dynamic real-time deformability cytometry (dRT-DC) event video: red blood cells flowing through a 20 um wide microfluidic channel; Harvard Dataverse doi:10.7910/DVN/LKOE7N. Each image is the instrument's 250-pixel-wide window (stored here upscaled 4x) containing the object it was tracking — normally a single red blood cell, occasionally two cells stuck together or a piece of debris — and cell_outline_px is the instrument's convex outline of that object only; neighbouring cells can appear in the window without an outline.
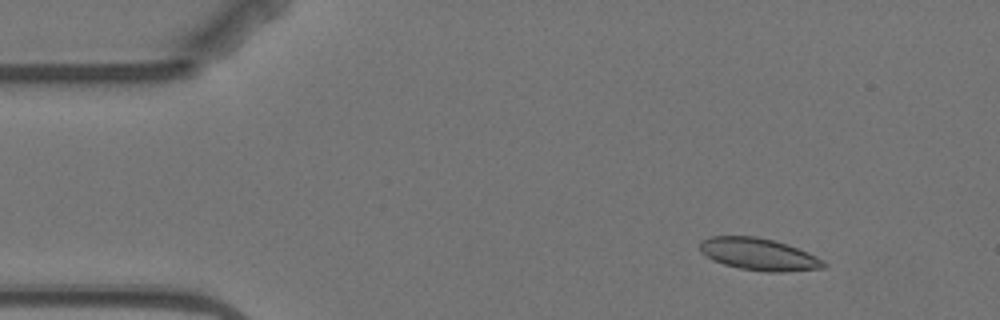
{"species": "Egyptian fruit bat (a non-hibernating species)", "species_latin": "Rousettus aegyptiacus", "temperature_condition": "warm", "stored_images_in_passage": 10, "camera_frame_rate_fps": 3000, "um_per_image_px": 0.085, "animal": {"sex": "female"}, "frame": {"image": 1, "passage_image": 2, "time_ms": 1.333, "image_size_px": [1000, 320], "cell_outline_px": [[828, 264], [824, 268], [784, 272], [768, 272], [740, 268], [724, 264], [712, 260], [700, 252], [700, 240], [708, 236], [756, 236], [788, 244], [816, 256], [824, 260]], "centroid_in_image_um": [64.49, 21.61], "position_along_channel_um": 20.5, "area_um2": 23.29}}
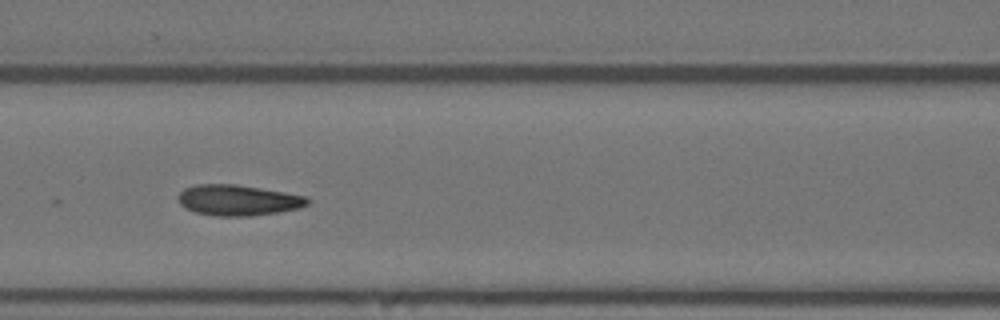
{"frame": {"image": 2, "passage_image": 7, "time_ms": 7.0, "image_size_px": [1000, 320], "cell_outline_px": [[312, 200], [308, 204], [300, 208], [252, 216], [212, 216], [196, 212], [184, 208], [180, 204], [176, 196], [184, 188], [196, 184], [236, 184], [284, 192], [304, 196]], "centroid_in_image_um": [20.2, 17.02], "position_along_channel_um": 146.4, "area_um2": 23.29}}
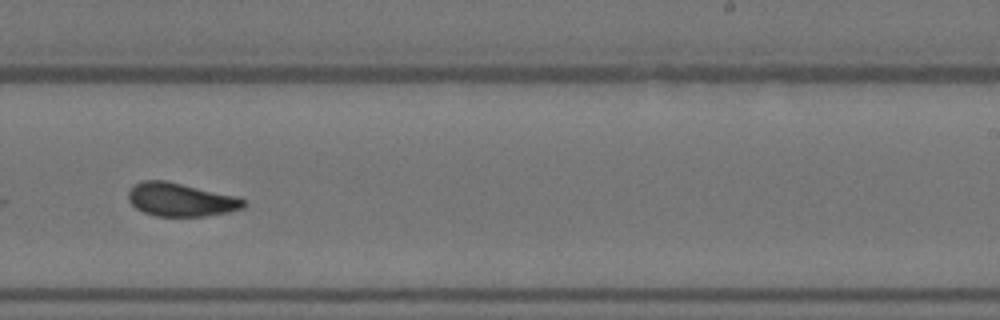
{"frame": {"image": 3, "passage_image": 10, "time_ms": 10.667, "image_size_px": [1000, 320], "cell_outline_px": [[248, 204], [244, 208], [228, 212], [204, 216], [156, 216], [144, 212], [136, 208], [128, 200], [128, 188], [132, 184], [144, 180], [164, 180], [236, 196], [244, 200]], "centroid_in_image_um": [15.33, 16.97], "position_along_channel_um": 273.7, "area_um2": 22.48}}